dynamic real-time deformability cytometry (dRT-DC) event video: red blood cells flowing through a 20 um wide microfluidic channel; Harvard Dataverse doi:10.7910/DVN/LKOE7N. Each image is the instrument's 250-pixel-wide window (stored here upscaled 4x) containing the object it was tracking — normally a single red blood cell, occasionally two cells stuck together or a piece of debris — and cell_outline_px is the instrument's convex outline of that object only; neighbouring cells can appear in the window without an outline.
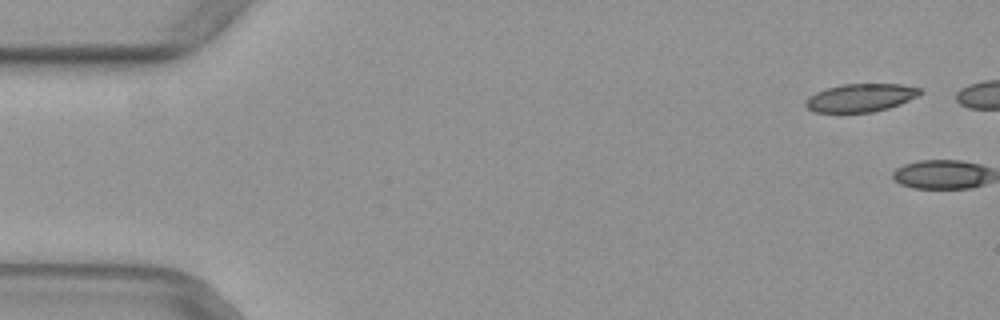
{"species": "common noctule bat (a hibernating species)", "species_latin": "Nyctalus noctula", "temperature_condition": "warm", "stored_images_in_passage": 4, "camera_frame_rate_fps": 3000, "um_per_image_px": 0.085, "animal": {"sex": "female", "body_mass_g": 29.2, "forearm_length_mm": 56.3}, "frame": {"image": 1, "passage_image": 3, "time_ms": 0.667, "image_size_px": [1000, 320], "cell_outline_px": [[924, 92], [900, 104], [888, 108], [872, 112], [816, 112], [808, 108], [804, 104], [804, 100], [808, 96], [816, 92], [828, 88], [844, 84], [900, 84], [920, 88]], "centroid_in_image_um": [73.14, 8.3], "position_along_channel_um": 11.9, "area_um2": 18.61}}